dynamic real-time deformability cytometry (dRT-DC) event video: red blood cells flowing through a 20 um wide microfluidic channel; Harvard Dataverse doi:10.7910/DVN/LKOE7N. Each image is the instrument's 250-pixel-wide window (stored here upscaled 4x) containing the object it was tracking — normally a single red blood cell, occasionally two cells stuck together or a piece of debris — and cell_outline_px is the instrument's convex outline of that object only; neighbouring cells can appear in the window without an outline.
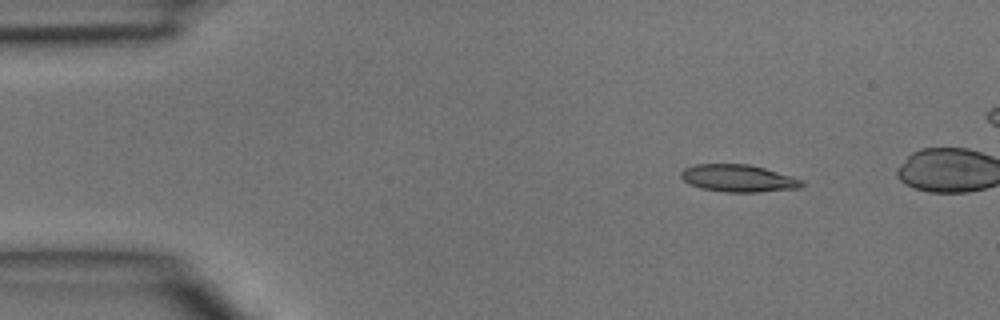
{"species": "common noctule bat (a hibernating species)", "species_latin": "Nyctalus noctula", "temperature_condition": "room temperature", "stored_images_in_passage": 3, "camera_frame_rate_fps": 3000, "um_per_image_px": 0.085, "animal": {"sex": "male", "body_mass_g": 15.6}, "frame": {"image": 1, "passage_image": 1, "time_ms": 0.0, "image_size_px": [1000, 320], "cell_outline_px": [[804, 184], [800, 188], [760, 192], [724, 192], [700, 188], [688, 184], [680, 176], [680, 172], [684, 168], [696, 164], [748, 164], [764, 168], [792, 176], [804, 180]], "centroid_in_image_um": [62.75, 15.16], "position_along_channel_um": 22.3, "area_um2": 19.36}}